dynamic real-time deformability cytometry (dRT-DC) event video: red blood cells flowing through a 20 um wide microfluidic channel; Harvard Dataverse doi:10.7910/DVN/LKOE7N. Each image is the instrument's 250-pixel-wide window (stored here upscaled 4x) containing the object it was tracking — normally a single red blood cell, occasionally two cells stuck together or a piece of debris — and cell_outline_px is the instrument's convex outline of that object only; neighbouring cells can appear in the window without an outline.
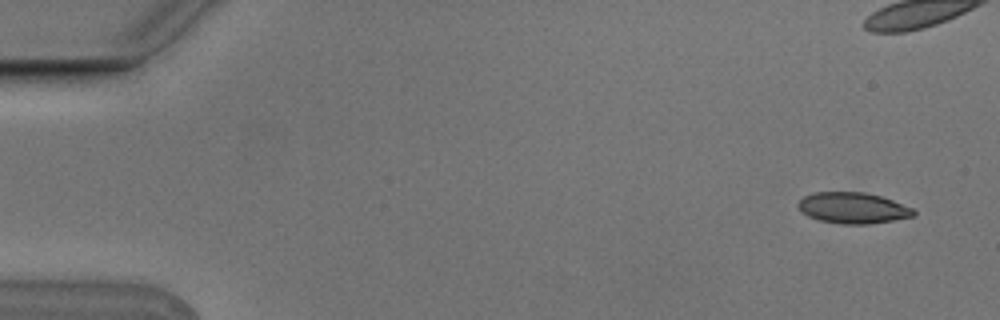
{"species": "Egyptian fruit bat (a non-hibernating species)", "species_latin": "Rousettus aegyptiacus", "temperature_condition": "cold", "stored_images_in_passage": 8, "camera_frame_rate_fps": 3000, "um_per_image_px": 0.085, "animal": {"sex": "male"}, "frame": {"image": 1, "passage_image": 1, "time_ms": 0.0, "image_size_px": [1000, 320], "cell_outline_px": [[916, 212], [912, 216], [892, 220], [868, 224], [840, 224], [820, 220], [808, 216], [796, 204], [804, 196], [816, 192], [864, 192], [880, 196], [892, 200], [912, 208]], "centroid_in_image_um": [72.48, 17.67], "position_along_channel_um": 12.5, "area_um2": 20.58}}
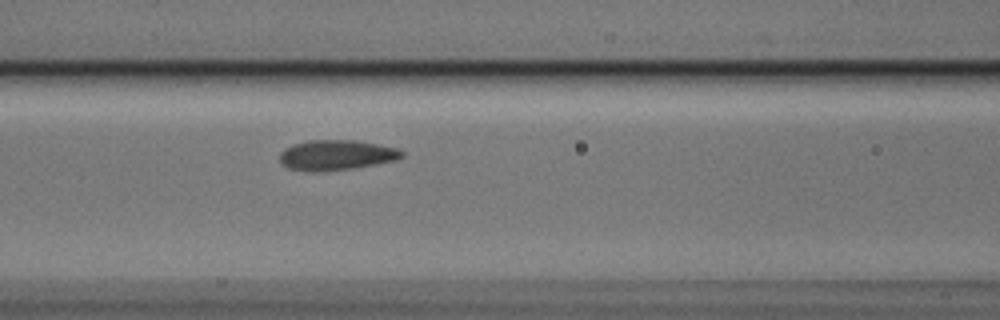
{"frame": {"image": 2, "passage_image": 8, "time_ms": 2.333, "image_size_px": [1000, 320], "cell_outline_px": [[404, 156], [396, 160], [376, 164], [352, 168], [320, 172], [304, 172], [288, 168], [280, 160], [280, 152], [284, 148], [292, 144], [308, 140], [356, 140], [396, 148], [404, 152]], "centroid_in_image_um": [28.55, 13.18], "position_along_channel_um": 138.0, "area_um2": 21.62}}